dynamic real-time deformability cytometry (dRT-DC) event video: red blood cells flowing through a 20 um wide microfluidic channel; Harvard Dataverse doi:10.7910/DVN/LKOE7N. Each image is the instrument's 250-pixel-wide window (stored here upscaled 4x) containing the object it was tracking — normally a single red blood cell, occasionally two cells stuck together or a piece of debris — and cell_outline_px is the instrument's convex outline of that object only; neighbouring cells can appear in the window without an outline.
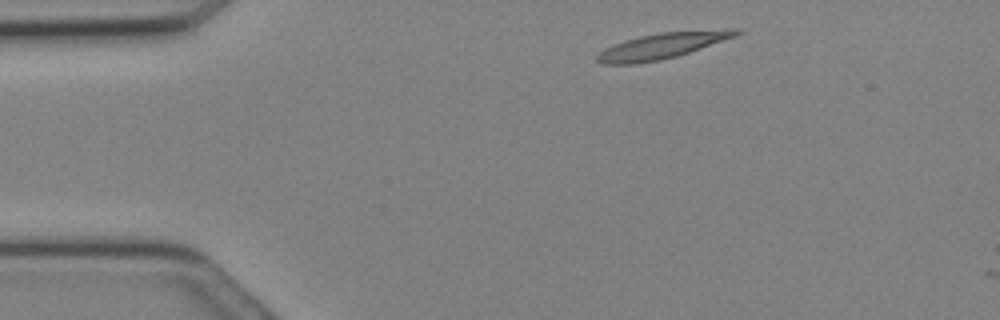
{"species": "Egyptian fruit bat (a non-hibernating species)", "species_latin": "Rousettus aegyptiacus", "temperature_condition": "cold", "stored_images_in_passage": 5, "camera_frame_rate_fps": 3000, "um_per_image_px": 0.085, "animal": {"sex": "female"}, "frame": {"image": 1, "passage_image": 1, "time_ms": 0.0, "image_size_px": [1000, 320], "cell_outline_px": [[744, 32], [736, 36], [676, 56], [660, 60], [636, 64], [600, 64], [596, 60], [596, 56], [600, 52], [624, 40], [640, 36], [660, 32], [728, 28], [740, 28]], "centroid_in_image_um": [56.34, 3.87], "position_along_channel_um": 28.7, "area_um2": 20.92}}